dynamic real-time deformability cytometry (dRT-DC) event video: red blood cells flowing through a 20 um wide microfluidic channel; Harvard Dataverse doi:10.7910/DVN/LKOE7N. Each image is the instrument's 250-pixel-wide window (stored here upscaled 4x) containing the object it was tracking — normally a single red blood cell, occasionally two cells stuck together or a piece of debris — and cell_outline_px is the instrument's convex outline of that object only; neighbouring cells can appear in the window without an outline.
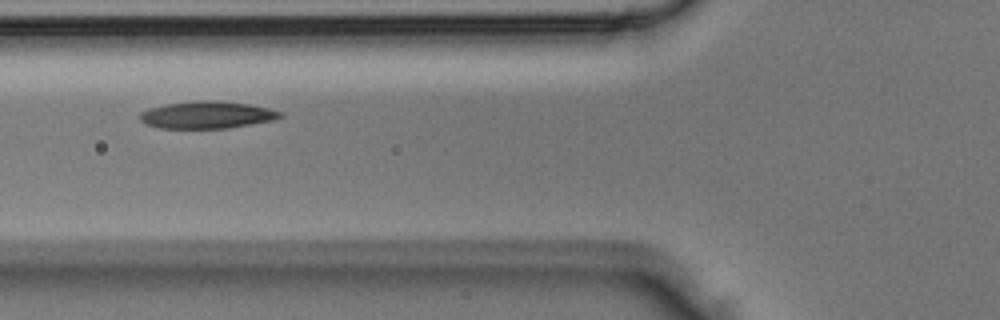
{"species": "Egyptian fruit bat (a non-hibernating species)", "species_latin": "Rousettus aegyptiacus", "temperature_condition": "room temperature", "stored_images_in_passage": 4, "camera_frame_rate_fps": 3000, "um_per_image_px": 0.085, "animal": {"sex": "male"}, "frame": {"image": 1, "passage_image": 4, "time_ms": 1.0, "image_size_px": [1000, 320], "cell_outline_px": [[284, 116], [272, 120], [228, 128], [160, 128], [144, 124], [140, 120], [140, 112], [164, 104], [196, 100], [216, 100], [248, 104], [268, 108], [284, 112]], "centroid_in_image_um": [17.59, 9.76], "position_along_channel_um": 108.2, "area_um2": 22.25}}